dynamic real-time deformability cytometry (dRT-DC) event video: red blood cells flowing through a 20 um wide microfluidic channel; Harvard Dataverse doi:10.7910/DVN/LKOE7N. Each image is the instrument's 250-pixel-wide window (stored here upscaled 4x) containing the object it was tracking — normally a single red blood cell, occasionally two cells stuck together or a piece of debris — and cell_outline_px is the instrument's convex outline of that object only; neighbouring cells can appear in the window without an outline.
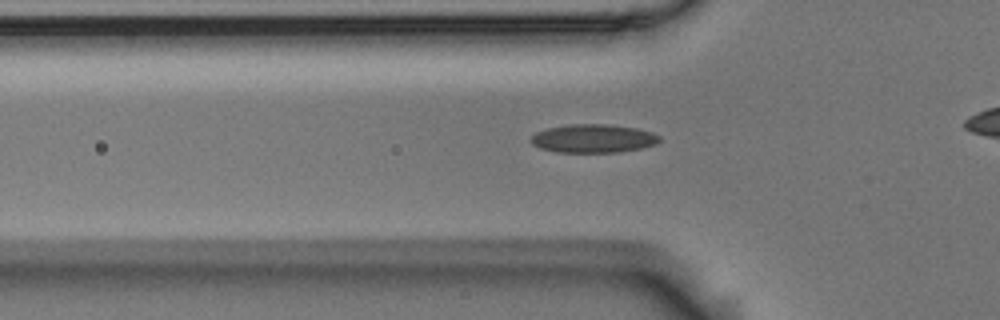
{"species": "Egyptian fruit bat (a non-hibernating species)", "species_latin": "Rousettus aegyptiacus", "temperature_condition": "room temperature", "stored_images_in_passage": 32, "camera_frame_rate_fps": 3000, "um_per_image_px": 0.085, "animal": {"sex": "male"}, "frame": {"image": 1, "passage_image": 5, "time_ms": 1.333, "image_size_px": [1000, 320], "cell_outline_px": [[660, 140], [656, 144], [640, 148], [620, 152], [556, 152], [540, 148], [532, 144], [532, 136], [536, 132], [548, 128], [572, 124], [604, 124], [636, 128], [652, 132], [660, 136]], "centroid_in_image_um": [50.44, 11.77], "position_along_channel_um": 75.4, "area_um2": 21.15}}
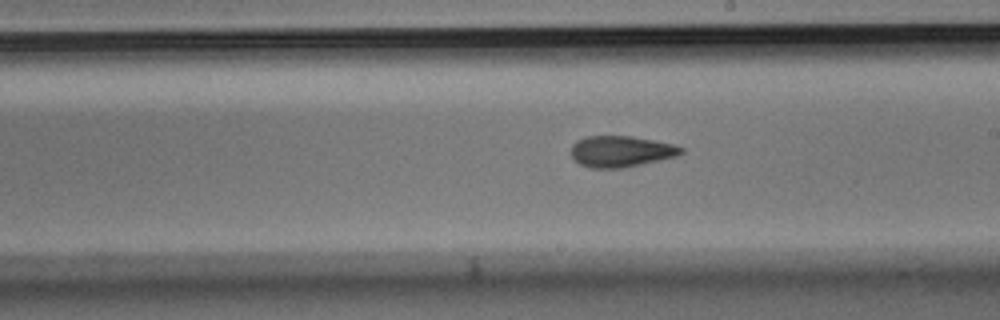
{"frame": {"image": 2, "passage_image": 18, "time_ms": 5.667, "image_size_px": [1000, 320], "cell_outline_px": [[684, 152], [676, 156], [660, 160], [624, 168], [592, 168], [580, 164], [572, 156], [572, 144], [576, 140], [584, 136], [632, 136], [672, 144], [684, 148]], "centroid_in_image_um": [52.77, 12.87], "position_along_channel_um": 236.2, "area_um2": 19.94}}
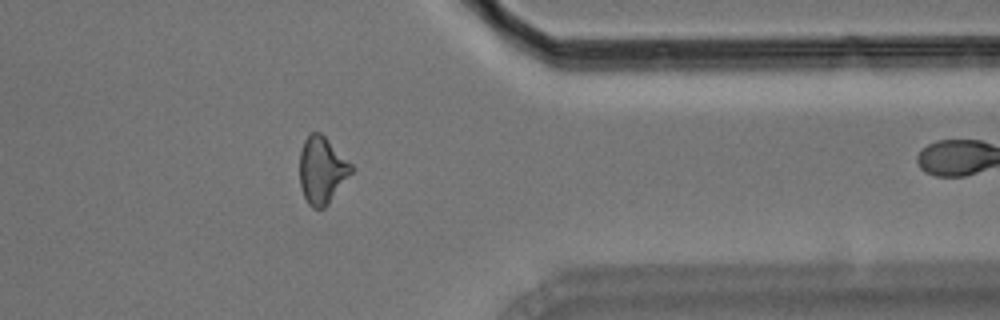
{"frame": {"image": 3, "passage_image": 31, "time_ms": 10.0, "image_size_px": [1000, 320], "cell_outline_px": [[356, 168], [328, 204], [324, 208], [312, 208], [308, 204], [304, 196], [300, 184], [300, 152], [304, 140], [312, 132], [320, 132]], "centroid_in_image_um": [27.38, 14.48], "position_along_channel_um": 384.0, "area_um2": 20.11}}